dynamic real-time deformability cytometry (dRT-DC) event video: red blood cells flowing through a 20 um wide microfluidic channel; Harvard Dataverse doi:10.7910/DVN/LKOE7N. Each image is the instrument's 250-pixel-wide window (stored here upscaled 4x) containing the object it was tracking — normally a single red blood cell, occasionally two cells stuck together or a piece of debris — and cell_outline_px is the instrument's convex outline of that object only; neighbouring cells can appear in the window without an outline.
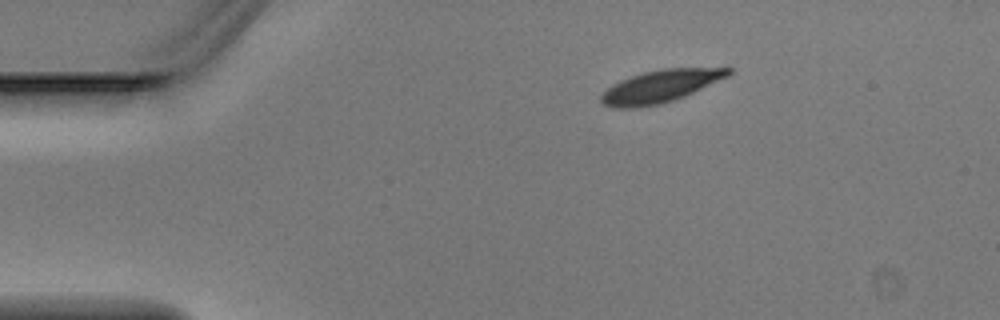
{"species": "Egyptian fruit bat (a non-hibernating species)", "species_latin": "Rousettus aegyptiacus", "temperature_condition": "warm", "stored_images_in_passage": 3, "camera_frame_rate_fps": 3000, "um_per_image_px": 0.085, "animal": {"sex": "male"}, "frame": {"image": 1, "passage_image": 1, "time_ms": 0.0, "image_size_px": [1000, 320], "cell_outline_px": [[732, 72], [728, 76], [684, 96], [660, 104], [636, 108], [612, 108], [604, 104], [600, 100], [600, 96], [612, 84], [620, 80], [644, 72], [664, 68], [732, 68]], "centroid_in_image_um": [56.1, 7.34], "position_along_channel_um": 28.9, "area_um2": 23.76}}
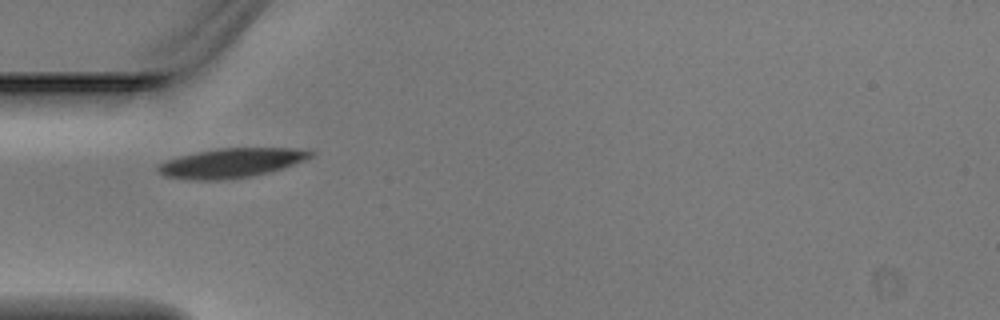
{"frame": {"image": 2, "passage_image": 3, "time_ms": 0.667, "image_size_px": [1000, 320], "cell_outline_px": [[316, 152], [312, 156], [304, 160], [284, 168], [252, 176], [220, 180], [188, 180], [164, 176], [156, 168], [160, 164], [168, 160], [180, 156], [196, 152], [216, 148], [316, 148]], "centroid_in_image_um": [19.74, 13.84], "position_along_channel_um": 65.3, "area_um2": 26.36}}